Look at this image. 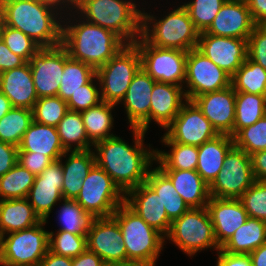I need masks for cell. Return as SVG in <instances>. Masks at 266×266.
Instances as JSON below:
<instances>
[{"instance_id": "f5cc1de1", "label": "cell", "mask_w": 266, "mask_h": 266, "mask_svg": "<svg viewBox=\"0 0 266 266\" xmlns=\"http://www.w3.org/2000/svg\"><path fill=\"white\" fill-rule=\"evenodd\" d=\"M25 63L26 61L13 53L3 40L0 41V73L20 67Z\"/></svg>"}, {"instance_id": "277c9868", "label": "cell", "mask_w": 266, "mask_h": 266, "mask_svg": "<svg viewBox=\"0 0 266 266\" xmlns=\"http://www.w3.org/2000/svg\"><path fill=\"white\" fill-rule=\"evenodd\" d=\"M168 14L157 16L141 11V37L153 46L184 50L188 52L197 47L200 32L190 19L183 5L177 6Z\"/></svg>"}, {"instance_id": "f546056e", "label": "cell", "mask_w": 266, "mask_h": 266, "mask_svg": "<svg viewBox=\"0 0 266 266\" xmlns=\"http://www.w3.org/2000/svg\"><path fill=\"white\" fill-rule=\"evenodd\" d=\"M41 221L27 198L0 200V236L31 228Z\"/></svg>"}, {"instance_id": "6f0895ef", "label": "cell", "mask_w": 266, "mask_h": 266, "mask_svg": "<svg viewBox=\"0 0 266 266\" xmlns=\"http://www.w3.org/2000/svg\"><path fill=\"white\" fill-rule=\"evenodd\" d=\"M250 156L254 179L266 182V150L257 151Z\"/></svg>"}, {"instance_id": "f1b7e54d", "label": "cell", "mask_w": 266, "mask_h": 266, "mask_svg": "<svg viewBox=\"0 0 266 266\" xmlns=\"http://www.w3.org/2000/svg\"><path fill=\"white\" fill-rule=\"evenodd\" d=\"M233 146V137L225 134H219L198 146L196 171L208 185L214 181L223 168L225 156Z\"/></svg>"}, {"instance_id": "6da1fadb", "label": "cell", "mask_w": 266, "mask_h": 266, "mask_svg": "<svg viewBox=\"0 0 266 266\" xmlns=\"http://www.w3.org/2000/svg\"><path fill=\"white\" fill-rule=\"evenodd\" d=\"M134 145L120 136H113L93 145L95 163L100 166L125 194L144 183L155 162L156 149L144 144L145 134L139 128H130ZM146 146V147H145Z\"/></svg>"}, {"instance_id": "e0dca14e", "label": "cell", "mask_w": 266, "mask_h": 266, "mask_svg": "<svg viewBox=\"0 0 266 266\" xmlns=\"http://www.w3.org/2000/svg\"><path fill=\"white\" fill-rule=\"evenodd\" d=\"M196 49L231 77L247 59V39L200 33Z\"/></svg>"}, {"instance_id": "94428289", "label": "cell", "mask_w": 266, "mask_h": 266, "mask_svg": "<svg viewBox=\"0 0 266 266\" xmlns=\"http://www.w3.org/2000/svg\"><path fill=\"white\" fill-rule=\"evenodd\" d=\"M249 255L253 266H266V243L252 251Z\"/></svg>"}, {"instance_id": "4fadbf2b", "label": "cell", "mask_w": 266, "mask_h": 266, "mask_svg": "<svg viewBox=\"0 0 266 266\" xmlns=\"http://www.w3.org/2000/svg\"><path fill=\"white\" fill-rule=\"evenodd\" d=\"M184 85L187 100H192L231 86V76L195 48L187 53Z\"/></svg>"}, {"instance_id": "ac0fdd59", "label": "cell", "mask_w": 266, "mask_h": 266, "mask_svg": "<svg viewBox=\"0 0 266 266\" xmlns=\"http://www.w3.org/2000/svg\"><path fill=\"white\" fill-rule=\"evenodd\" d=\"M63 168L60 160L52 163L35 177L27 200L41 220L48 222L50 213L63 200Z\"/></svg>"}, {"instance_id": "30bf717a", "label": "cell", "mask_w": 266, "mask_h": 266, "mask_svg": "<svg viewBox=\"0 0 266 266\" xmlns=\"http://www.w3.org/2000/svg\"><path fill=\"white\" fill-rule=\"evenodd\" d=\"M125 194L112 178L97 164L83 179L82 189L75 201L91 218L112 216L124 203Z\"/></svg>"}, {"instance_id": "6125c7cd", "label": "cell", "mask_w": 266, "mask_h": 266, "mask_svg": "<svg viewBox=\"0 0 266 266\" xmlns=\"http://www.w3.org/2000/svg\"><path fill=\"white\" fill-rule=\"evenodd\" d=\"M10 100L0 92V120L12 109Z\"/></svg>"}, {"instance_id": "4dcf8cb0", "label": "cell", "mask_w": 266, "mask_h": 266, "mask_svg": "<svg viewBox=\"0 0 266 266\" xmlns=\"http://www.w3.org/2000/svg\"><path fill=\"white\" fill-rule=\"evenodd\" d=\"M266 243V222L249 217L220 248L231 254H250Z\"/></svg>"}, {"instance_id": "d6a6232c", "label": "cell", "mask_w": 266, "mask_h": 266, "mask_svg": "<svg viewBox=\"0 0 266 266\" xmlns=\"http://www.w3.org/2000/svg\"><path fill=\"white\" fill-rule=\"evenodd\" d=\"M161 142L170 151L156 149L154 162L160 169L196 170L198 163V146L185 145L171 141L165 134Z\"/></svg>"}, {"instance_id": "9c48e42d", "label": "cell", "mask_w": 266, "mask_h": 266, "mask_svg": "<svg viewBox=\"0 0 266 266\" xmlns=\"http://www.w3.org/2000/svg\"><path fill=\"white\" fill-rule=\"evenodd\" d=\"M47 222L1 236L0 264L6 266H38L49 251ZM6 237V238H5Z\"/></svg>"}, {"instance_id": "8d00e7d4", "label": "cell", "mask_w": 266, "mask_h": 266, "mask_svg": "<svg viewBox=\"0 0 266 266\" xmlns=\"http://www.w3.org/2000/svg\"><path fill=\"white\" fill-rule=\"evenodd\" d=\"M266 115V95L236 92L234 136Z\"/></svg>"}, {"instance_id": "ab89813d", "label": "cell", "mask_w": 266, "mask_h": 266, "mask_svg": "<svg viewBox=\"0 0 266 266\" xmlns=\"http://www.w3.org/2000/svg\"><path fill=\"white\" fill-rule=\"evenodd\" d=\"M32 121L31 109L13 107L0 120V141L18 147Z\"/></svg>"}, {"instance_id": "b9f144b4", "label": "cell", "mask_w": 266, "mask_h": 266, "mask_svg": "<svg viewBox=\"0 0 266 266\" xmlns=\"http://www.w3.org/2000/svg\"><path fill=\"white\" fill-rule=\"evenodd\" d=\"M68 110L67 102L58 95L38 98L32 108L33 121L57 127Z\"/></svg>"}, {"instance_id": "9f6ffc18", "label": "cell", "mask_w": 266, "mask_h": 266, "mask_svg": "<svg viewBox=\"0 0 266 266\" xmlns=\"http://www.w3.org/2000/svg\"><path fill=\"white\" fill-rule=\"evenodd\" d=\"M255 25L266 24V0H245Z\"/></svg>"}, {"instance_id": "5b68a950", "label": "cell", "mask_w": 266, "mask_h": 266, "mask_svg": "<svg viewBox=\"0 0 266 266\" xmlns=\"http://www.w3.org/2000/svg\"><path fill=\"white\" fill-rule=\"evenodd\" d=\"M134 0H80L77 14L92 24L109 29L126 44L141 36V11Z\"/></svg>"}, {"instance_id": "f907efd6", "label": "cell", "mask_w": 266, "mask_h": 266, "mask_svg": "<svg viewBox=\"0 0 266 266\" xmlns=\"http://www.w3.org/2000/svg\"><path fill=\"white\" fill-rule=\"evenodd\" d=\"M18 162L35 176L41 174L51 163L52 160L36 152H18Z\"/></svg>"}, {"instance_id": "ee69618b", "label": "cell", "mask_w": 266, "mask_h": 266, "mask_svg": "<svg viewBox=\"0 0 266 266\" xmlns=\"http://www.w3.org/2000/svg\"><path fill=\"white\" fill-rule=\"evenodd\" d=\"M234 146L248 155L266 150V115L255 124L241 129L234 137Z\"/></svg>"}, {"instance_id": "d6986e66", "label": "cell", "mask_w": 266, "mask_h": 266, "mask_svg": "<svg viewBox=\"0 0 266 266\" xmlns=\"http://www.w3.org/2000/svg\"><path fill=\"white\" fill-rule=\"evenodd\" d=\"M192 101L218 134L234 137L236 91L232 85L194 97Z\"/></svg>"}, {"instance_id": "8fae6325", "label": "cell", "mask_w": 266, "mask_h": 266, "mask_svg": "<svg viewBox=\"0 0 266 266\" xmlns=\"http://www.w3.org/2000/svg\"><path fill=\"white\" fill-rule=\"evenodd\" d=\"M134 44L140 54L141 68L149 76L158 82L184 86L188 52L153 46L148 44L141 36Z\"/></svg>"}, {"instance_id": "be15d7a7", "label": "cell", "mask_w": 266, "mask_h": 266, "mask_svg": "<svg viewBox=\"0 0 266 266\" xmlns=\"http://www.w3.org/2000/svg\"><path fill=\"white\" fill-rule=\"evenodd\" d=\"M102 266H145L141 263L134 261H116V262H104Z\"/></svg>"}, {"instance_id": "e575fe53", "label": "cell", "mask_w": 266, "mask_h": 266, "mask_svg": "<svg viewBox=\"0 0 266 266\" xmlns=\"http://www.w3.org/2000/svg\"><path fill=\"white\" fill-rule=\"evenodd\" d=\"M95 75L96 70L93 67L71 59L64 47V70L57 95L67 102L72 94L81 89V86L87 84Z\"/></svg>"}, {"instance_id": "5bb4252c", "label": "cell", "mask_w": 266, "mask_h": 266, "mask_svg": "<svg viewBox=\"0 0 266 266\" xmlns=\"http://www.w3.org/2000/svg\"><path fill=\"white\" fill-rule=\"evenodd\" d=\"M164 134L173 142L194 146L219 135L192 100L183 104Z\"/></svg>"}, {"instance_id": "2e32d148", "label": "cell", "mask_w": 266, "mask_h": 266, "mask_svg": "<svg viewBox=\"0 0 266 266\" xmlns=\"http://www.w3.org/2000/svg\"><path fill=\"white\" fill-rule=\"evenodd\" d=\"M87 249L104 262L127 260L123 235L113 216L92 218L87 231Z\"/></svg>"}, {"instance_id": "7dc6e473", "label": "cell", "mask_w": 266, "mask_h": 266, "mask_svg": "<svg viewBox=\"0 0 266 266\" xmlns=\"http://www.w3.org/2000/svg\"><path fill=\"white\" fill-rule=\"evenodd\" d=\"M2 40L13 53L21 56L26 62H29L31 57L41 48L22 31L5 24L2 31Z\"/></svg>"}, {"instance_id": "52a82bcc", "label": "cell", "mask_w": 266, "mask_h": 266, "mask_svg": "<svg viewBox=\"0 0 266 266\" xmlns=\"http://www.w3.org/2000/svg\"><path fill=\"white\" fill-rule=\"evenodd\" d=\"M178 246L188 257L197 252L213 248L218 251L213 224L206 207L190 208L172 222L169 234L165 237Z\"/></svg>"}, {"instance_id": "680465c9", "label": "cell", "mask_w": 266, "mask_h": 266, "mask_svg": "<svg viewBox=\"0 0 266 266\" xmlns=\"http://www.w3.org/2000/svg\"><path fill=\"white\" fill-rule=\"evenodd\" d=\"M104 261L88 249L72 258V266H102Z\"/></svg>"}, {"instance_id": "e7e4bbea", "label": "cell", "mask_w": 266, "mask_h": 266, "mask_svg": "<svg viewBox=\"0 0 266 266\" xmlns=\"http://www.w3.org/2000/svg\"><path fill=\"white\" fill-rule=\"evenodd\" d=\"M3 28H4V20H3V17L0 13V41L2 40V31H3Z\"/></svg>"}, {"instance_id": "bcb514c9", "label": "cell", "mask_w": 266, "mask_h": 266, "mask_svg": "<svg viewBox=\"0 0 266 266\" xmlns=\"http://www.w3.org/2000/svg\"><path fill=\"white\" fill-rule=\"evenodd\" d=\"M247 214L266 222V182L255 180L239 198Z\"/></svg>"}, {"instance_id": "91938a15", "label": "cell", "mask_w": 266, "mask_h": 266, "mask_svg": "<svg viewBox=\"0 0 266 266\" xmlns=\"http://www.w3.org/2000/svg\"><path fill=\"white\" fill-rule=\"evenodd\" d=\"M38 266H72V258L48 251Z\"/></svg>"}, {"instance_id": "f35d334b", "label": "cell", "mask_w": 266, "mask_h": 266, "mask_svg": "<svg viewBox=\"0 0 266 266\" xmlns=\"http://www.w3.org/2000/svg\"><path fill=\"white\" fill-rule=\"evenodd\" d=\"M35 177L17 162L6 174L0 176V200L27 198Z\"/></svg>"}, {"instance_id": "7a4b0ae2", "label": "cell", "mask_w": 266, "mask_h": 266, "mask_svg": "<svg viewBox=\"0 0 266 266\" xmlns=\"http://www.w3.org/2000/svg\"><path fill=\"white\" fill-rule=\"evenodd\" d=\"M63 19L62 45L69 57L88 64L95 70L106 64L126 45L113 31L85 21L77 13Z\"/></svg>"}, {"instance_id": "7402d4cb", "label": "cell", "mask_w": 266, "mask_h": 266, "mask_svg": "<svg viewBox=\"0 0 266 266\" xmlns=\"http://www.w3.org/2000/svg\"><path fill=\"white\" fill-rule=\"evenodd\" d=\"M255 26L245 0H226L205 33L248 39Z\"/></svg>"}, {"instance_id": "ba28073f", "label": "cell", "mask_w": 266, "mask_h": 266, "mask_svg": "<svg viewBox=\"0 0 266 266\" xmlns=\"http://www.w3.org/2000/svg\"><path fill=\"white\" fill-rule=\"evenodd\" d=\"M140 68L141 58L137 46L134 43L126 44L96 70L102 101L119 105Z\"/></svg>"}, {"instance_id": "ffe728a7", "label": "cell", "mask_w": 266, "mask_h": 266, "mask_svg": "<svg viewBox=\"0 0 266 266\" xmlns=\"http://www.w3.org/2000/svg\"><path fill=\"white\" fill-rule=\"evenodd\" d=\"M155 82L142 68L134 75L124 98L119 103L124 105L130 128L148 131L151 96Z\"/></svg>"}, {"instance_id": "83f0119b", "label": "cell", "mask_w": 266, "mask_h": 266, "mask_svg": "<svg viewBox=\"0 0 266 266\" xmlns=\"http://www.w3.org/2000/svg\"><path fill=\"white\" fill-rule=\"evenodd\" d=\"M189 208H203L210 200L209 185L196 170L161 169Z\"/></svg>"}, {"instance_id": "816d5d0a", "label": "cell", "mask_w": 266, "mask_h": 266, "mask_svg": "<svg viewBox=\"0 0 266 266\" xmlns=\"http://www.w3.org/2000/svg\"><path fill=\"white\" fill-rule=\"evenodd\" d=\"M18 162V147L0 141V176L6 174Z\"/></svg>"}, {"instance_id": "cb8c5ba5", "label": "cell", "mask_w": 266, "mask_h": 266, "mask_svg": "<svg viewBox=\"0 0 266 266\" xmlns=\"http://www.w3.org/2000/svg\"><path fill=\"white\" fill-rule=\"evenodd\" d=\"M186 101L184 87L156 81L151 96L150 123L153 121L166 129Z\"/></svg>"}, {"instance_id": "c3c4849f", "label": "cell", "mask_w": 266, "mask_h": 266, "mask_svg": "<svg viewBox=\"0 0 266 266\" xmlns=\"http://www.w3.org/2000/svg\"><path fill=\"white\" fill-rule=\"evenodd\" d=\"M98 84L99 80L95 75L87 84L81 86V89L72 94V97L67 101L68 109L82 112L102 102L100 85Z\"/></svg>"}, {"instance_id": "681fc988", "label": "cell", "mask_w": 266, "mask_h": 266, "mask_svg": "<svg viewBox=\"0 0 266 266\" xmlns=\"http://www.w3.org/2000/svg\"><path fill=\"white\" fill-rule=\"evenodd\" d=\"M247 57L266 70V28L256 25L247 39Z\"/></svg>"}, {"instance_id": "44dd1931", "label": "cell", "mask_w": 266, "mask_h": 266, "mask_svg": "<svg viewBox=\"0 0 266 266\" xmlns=\"http://www.w3.org/2000/svg\"><path fill=\"white\" fill-rule=\"evenodd\" d=\"M124 203L164 237L169 234L172 222L160 196L146 182L127 191Z\"/></svg>"}, {"instance_id": "db71d44e", "label": "cell", "mask_w": 266, "mask_h": 266, "mask_svg": "<svg viewBox=\"0 0 266 266\" xmlns=\"http://www.w3.org/2000/svg\"><path fill=\"white\" fill-rule=\"evenodd\" d=\"M216 266H253L249 254H231L219 249Z\"/></svg>"}, {"instance_id": "603a6c76", "label": "cell", "mask_w": 266, "mask_h": 266, "mask_svg": "<svg viewBox=\"0 0 266 266\" xmlns=\"http://www.w3.org/2000/svg\"><path fill=\"white\" fill-rule=\"evenodd\" d=\"M206 208L209 212L215 238L220 248L249 218L239 199L211 197Z\"/></svg>"}, {"instance_id": "d4e9b609", "label": "cell", "mask_w": 266, "mask_h": 266, "mask_svg": "<svg viewBox=\"0 0 266 266\" xmlns=\"http://www.w3.org/2000/svg\"><path fill=\"white\" fill-rule=\"evenodd\" d=\"M0 92L10 100L12 107L32 110L38 96L29 62L0 73Z\"/></svg>"}, {"instance_id": "9a60e30c", "label": "cell", "mask_w": 266, "mask_h": 266, "mask_svg": "<svg viewBox=\"0 0 266 266\" xmlns=\"http://www.w3.org/2000/svg\"><path fill=\"white\" fill-rule=\"evenodd\" d=\"M29 64L38 98L56 96L64 70V46L40 48Z\"/></svg>"}, {"instance_id": "484cf974", "label": "cell", "mask_w": 266, "mask_h": 266, "mask_svg": "<svg viewBox=\"0 0 266 266\" xmlns=\"http://www.w3.org/2000/svg\"><path fill=\"white\" fill-rule=\"evenodd\" d=\"M59 160L63 168V199L75 200L82 189L83 179L96 164L94 151L93 149L66 151Z\"/></svg>"}, {"instance_id": "4316f807", "label": "cell", "mask_w": 266, "mask_h": 266, "mask_svg": "<svg viewBox=\"0 0 266 266\" xmlns=\"http://www.w3.org/2000/svg\"><path fill=\"white\" fill-rule=\"evenodd\" d=\"M67 150L63 147L57 127L32 121L24 133L18 152H36L46 155L52 161L59 160Z\"/></svg>"}, {"instance_id": "836d02e7", "label": "cell", "mask_w": 266, "mask_h": 266, "mask_svg": "<svg viewBox=\"0 0 266 266\" xmlns=\"http://www.w3.org/2000/svg\"><path fill=\"white\" fill-rule=\"evenodd\" d=\"M116 106L102 101L96 106L81 112L88 139L93 145L115 136V133L113 134L111 130L114 127L112 111Z\"/></svg>"}, {"instance_id": "1f68e13d", "label": "cell", "mask_w": 266, "mask_h": 266, "mask_svg": "<svg viewBox=\"0 0 266 266\" xmlns=\"http://www.w3.org/2000/svg\"><path fill=\"white\" fill-rule=\"evenodd\" d=\"M145 182L160 196L171 222L190 209L175 190L170 178L158 166L150 168Z\"/></svg>"}, {"instance_id": "60d3db41", "label": "cell", "mask_w": 266, "mask_h": 266, "mask_svg": "<svg viewBox=\"0 0 266 266\" xmlns=\"http://www.w3.org/2000/svg\"><path fill=\"white\" fill-rule=\"evenodd\" d=\"M58 212L59 229L73 234H87L92 218L75 200L63 199Z\"/></svg>"}, {"instance_id": "11a10c76", "label": "cell", "mask_w": 266, "mask_h": 266, "mask_svg": "<svg viewBox=\"0 0 266 266\" xmlns=\"http://www.w3.org/2000/svg\"><path fill=\"white\" fill-rule=\"evenodd\" d=\"M38 1L42 5H45V6L50 7L51 9H54L62 17L69 16L71 15V13L72 14L76 13L79 7V3H80V0H38Z\"/></svg>"}, {"instance_id": "8992f818", "label": "cell", "mask_w": 266, "mask_h": 266, "mask_svg": "<svg viewBox=\"0 0 266 266\" xmlns=\"http://www.w3.org/2000/svg\"><path fill=\"white\" fill-rule=\"evenodd\" d=\"M118 222L127 251V260L155 266L166 243L165 237L149 226L125 203L112 215Z\"/></svg>"}, {"instance_id": "d590c367", "label": "cell", "mask_w": 266, "mask_h": 266, "mask_svg": "<svg viewBox=\"0 0 266 266\" xmlns=\"http://www.w3.org/2000/svg\"><path fill=\"white\" fill-rule=\"evenodd\" d=\"M57 131L61 143L67 151L93 149V144L89 141L86 133L81 112L68 110L59 122Z\"/></svg>"}, {"instance_id": "74e56055", "label": "cell", "mask_w": 266, "mask_h": 266, "mask_svg": "<svg viewBox=\"0 0 266 266\" xmlns=\"http://www.w3.org/2000/svg\"><path fill=\"white\" fill-rule=\"evenodd\" d=\"M236 92L266 95V70L248 57L231 77Z\"/></svg>"}, {"instance_id": "7bdbcfd3", "label": "cell", "mask_w": 266, "mask_h": 266, "mask_svg": "<svg viewBox=\"0 0 266 266\" xmlns=\"http://www.w3.org/2000/svg\"><path fill=\"white\" fill-rule=\"evenodd\" d=\"M87 249V234H73L57 230L49 232V251L69 258L77 257Z\"/></svg>"}, {"instance_id": "7c38bea8", "label": "cell", "mask_w": 266, "mask_h": 266, "mask_svg": "<svg viewBox=\"0 0 266 266\" xmlns=\"http://www.w3.org/2000/svg\"><path fill=\"white\" fill-rule=\"evenodd\" d=\"M254 181L251 156L233 146L225 156L223 168L209 185L210 196L239 199Z\"/></svg>"}, {"instance_id": "f6af8a7d", "label": "cell", "mask_w": 266, "mask_h": 266, "mask_svg": "<svg viewBox=\"0 0 266 266\" xmlns=\"http://www.w3.org/2000/svg\"><path fill=\"white\" fill-rule=\"evenodd\" d=\"M226 0H192L183 2L196 29L205 32Z\"/></svg>"}, {"instance_id": "3957f363", "label": "cell", "mask_w": 266, "mask_h": 266, "mask_svg": "<svg viewBox=\"0 0 266 266\" xmlns=\"http://www.w3.org/2000/svg\"><path fill=\"white\" fill-rule=\"evenodd\" d=\"M4 24L22 31L41 48L62 44L63 17L38 0H1Z\"/></svg>"}]
</instances>
